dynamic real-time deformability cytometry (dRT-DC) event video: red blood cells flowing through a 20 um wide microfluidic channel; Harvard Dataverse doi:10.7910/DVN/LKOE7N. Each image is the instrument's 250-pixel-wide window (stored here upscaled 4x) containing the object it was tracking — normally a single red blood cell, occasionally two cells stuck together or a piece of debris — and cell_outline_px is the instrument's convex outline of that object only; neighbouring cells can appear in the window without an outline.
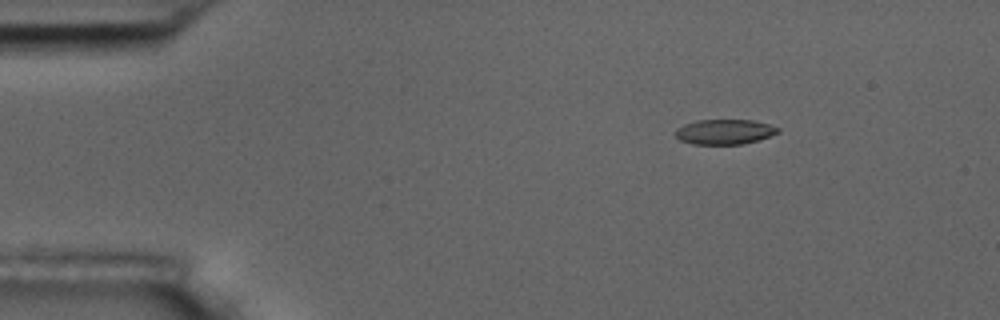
{"species": "common noctule bat (a hibernating species)", "species_latin": "Nyctalus noctula", "temperature_condition": "room temperature", "stored_images_in_passage": 3, "camera_frame_rate_fps": 3000, "um_per_image_px": 0.085, "animal": {"sex": "male", "body_mass_g": 17.5, "forearm_length_mm": 52.3}, "frame": {"image": 1, "passage_image": 1, "time_ms": 0.0, "image_size_px": [1000, 320], "cell_outline_px": [[780, 132], [744, 144], [692, 144], [680, 140], [676, 136], [676, 128], [684, 124], [696, 120], [752, 120], [768, 124], [780, 128]], "centroid_in_image_um": [61.57, 11.2], "position_along_channel_um": 23.4, "area_um2": 14.85}}